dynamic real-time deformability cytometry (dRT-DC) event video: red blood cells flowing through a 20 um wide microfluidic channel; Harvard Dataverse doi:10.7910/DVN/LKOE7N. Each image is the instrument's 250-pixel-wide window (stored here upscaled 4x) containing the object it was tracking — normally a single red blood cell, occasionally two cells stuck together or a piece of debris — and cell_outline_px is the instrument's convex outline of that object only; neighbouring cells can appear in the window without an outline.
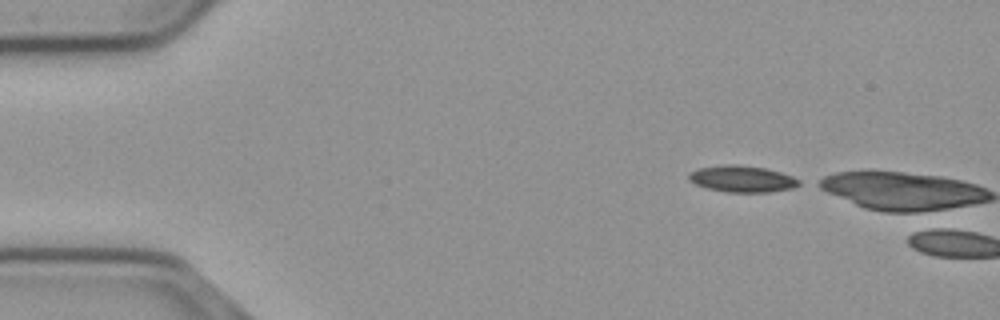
{"species": "common noctule bat (a hibernating species)", "species_latin": "Nyctalus noctula", "temperature_condition": "cold", "stored_images_in_passage": 3, "camera_frame_rate_fps": 3000, "um_per_image_px": 0.085, "animal": {"sex": "male", "body_mass_g": 23.1, "forearm_length_mm": 52.7}, "frame": {"image": 1, "passage_image": 1, "time_ms": 0.0, "image_size_px": [1000, 320], "cell_outline_px": [[800, 184], [792, 188], [768, 192], [724, 192], [708, 188], [696, 184], [688, 180], [688, 176], [692, 172], [700, 168], [728, 164], [736, 164], [764, 168], [780, 172], [792, 176], [800, 180]], "centroid_in_image_um": [63.09, 15.21], "position_along_channel_um": 21.9, "area_um2": 16.82}}